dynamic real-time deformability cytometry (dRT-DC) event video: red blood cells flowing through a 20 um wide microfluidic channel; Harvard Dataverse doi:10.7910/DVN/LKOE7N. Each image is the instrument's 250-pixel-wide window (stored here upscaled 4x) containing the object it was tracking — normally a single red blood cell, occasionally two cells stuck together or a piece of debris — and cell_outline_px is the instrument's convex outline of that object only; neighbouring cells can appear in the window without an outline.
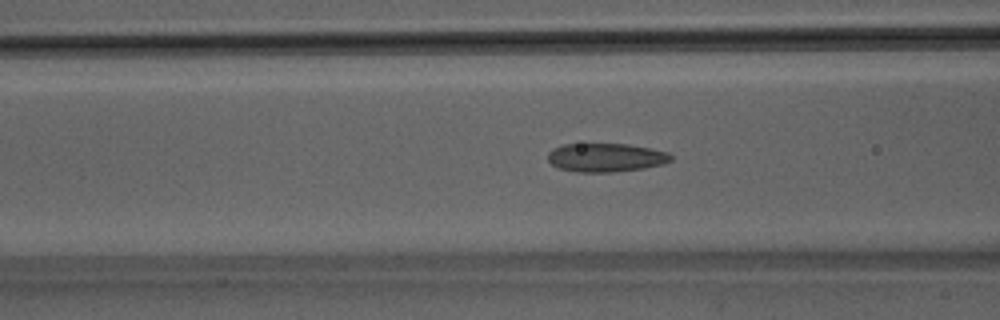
{"species": "Egyptian fruit bat (a non-hibernating species)", "species_latin": "Rousettus aegyptiacus", "temperature_condition": "room temperature", "stored_images_in_passage": 50, "segment_of_instrument_passage": [1, 2], "camera_frame_rate_fps": 3000, "um_per_image_px": 0.085, "animal": {"sex": "male"}, "frame": {"image": 1, "passage_image": 19, "time_ms": 6.0, "image_size_px": [1000, 320], "cell_outline_px": [[672, 160], [664, 164], [644, 168], [612, 172], [576, 172], [560, 168], [552, 164], [548, 160], [548, 152], [552, 148], [564, 144], [628, 144], [668, 152], [672, 156]], "centroid_in_image_um": [51.49, 13.39], "position_along_channel_um": 115.1, "area_um2": 20.52}}
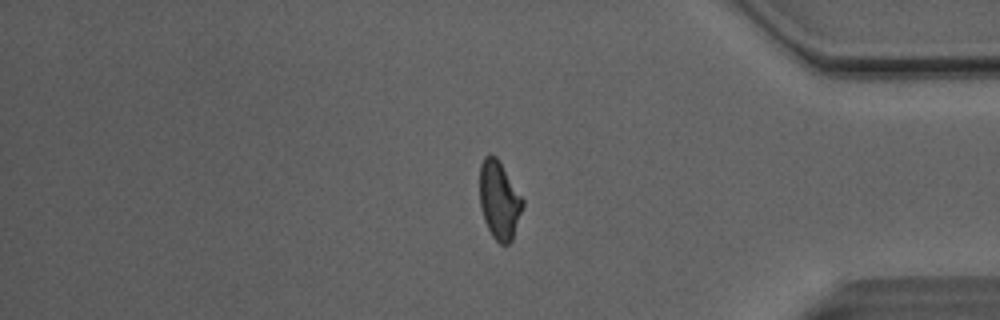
{"frame": {"image": 2, "passage_image": 41, "time_ms": 13.333, "image_size_px": [1000, 320], "cell_outline_px": [[524, 204], [512, 240], [508, 244], [500, 244], [492, 236], [484, 220], [480, 208], [480, 164], [484, 156], [496, 156], [524, 200]], "centroid_in_image_um": [42.43, 17.03], "position_along_channel_um": 392.8, "area_um2": 19.42}}
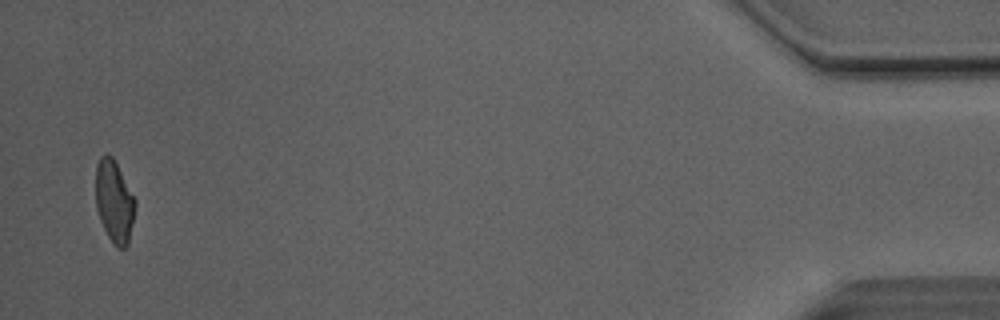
{"frame": {"image": 3, "passage_image": 48, "time_ms": 15.667, "image_size_px": [1000, 320], "cell_outline_px": [[136, 208], [128, 244], [124, 248], [116, 248], [108, 236], [100, 220], [96, 208], [96, 164], [100, 156], [112, 156], [136, 200]], "centroid_in_image_um": [9.72, 17.16], "position_along_channel_um": 425.5, "area_um2": 18.84}}